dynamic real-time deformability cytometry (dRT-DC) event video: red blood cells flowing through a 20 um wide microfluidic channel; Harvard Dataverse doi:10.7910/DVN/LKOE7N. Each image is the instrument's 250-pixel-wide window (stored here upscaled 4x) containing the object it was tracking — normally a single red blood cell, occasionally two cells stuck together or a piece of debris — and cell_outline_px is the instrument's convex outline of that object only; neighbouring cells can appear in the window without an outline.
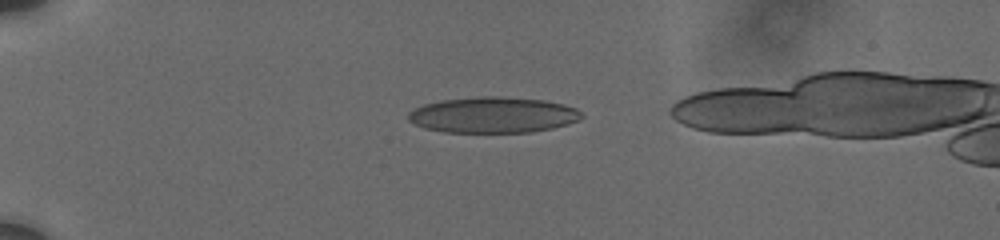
{"species": "human", "species_latin": "Homo sapiens", "temperature_condition": "cold", "stored_images_in_passage": 22, "camera_frame_rate_fps": 3000, "um_per_image_px": 0.085, "donor": {"sex": "male"}, "frame": {"image": 1, "passage_image": 6, "time_ms": 2.0, "image_size_px": [1000, 240], "cell_outline_px": [[584, 116], [580, 120], [568, 124], [552, 128], [532, 132], [444, 132], [424, 128], [408, 120], [408, 112], [424, 104], [440, 100], [480, 96], [500, 96], [544, 100], [564, 104], [576, 108]], "centroid_in_image_um": [41.92, 9.76], "position_along_channel_um": 43.1, "area_um2": 36.36}}
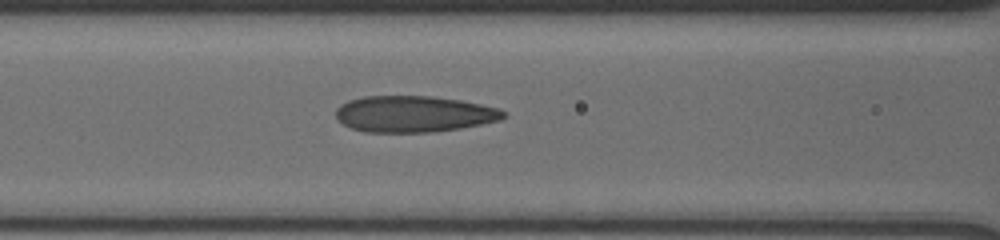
{"frame": {"image": 2, "passage_image": 17, "time_ms": 5.667, "image_size_px": [1000, 240], "cell_outline_px": [[508, 116], [500, 120], [460, 128], [432, 132], [364, 132], [352, 128], [336, 120], [336, 108], [340, 104], [348, 100], [364, 96], [432, 96], [460, 100], [500, 108]], "centroid_in_image_um": [35.16, 9.68], "position_along_channel_um": 131.4, "area_um2": 35.6}}
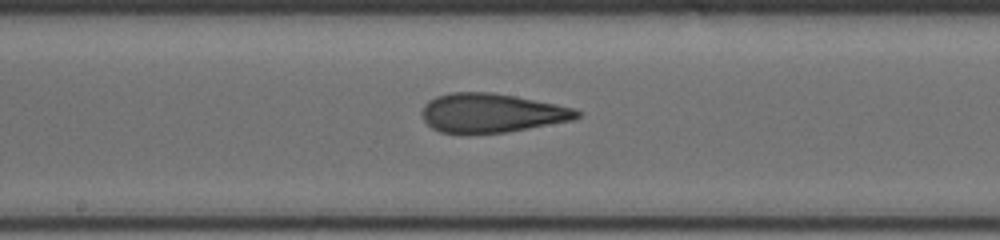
{"frame": {"image": 3, "passage_image": 22, "time_ms": 7.667, "image_size_px": [1000, 240], "cell_outline_px": [[580, 116], [572, 120], [504, 132], [468, 136], [464, 136], [440, 132], [432, 128], [424, 120], [420, 112], [424, 104], [428, 100], [436, 96], [452, 92], [492, 92], [516, 96], [576, 108], [580, 112]], "centroid_in_image_um": [41.71, 9.62], "position_along_channel_um": 206.5, "area_um2": 35.89}}